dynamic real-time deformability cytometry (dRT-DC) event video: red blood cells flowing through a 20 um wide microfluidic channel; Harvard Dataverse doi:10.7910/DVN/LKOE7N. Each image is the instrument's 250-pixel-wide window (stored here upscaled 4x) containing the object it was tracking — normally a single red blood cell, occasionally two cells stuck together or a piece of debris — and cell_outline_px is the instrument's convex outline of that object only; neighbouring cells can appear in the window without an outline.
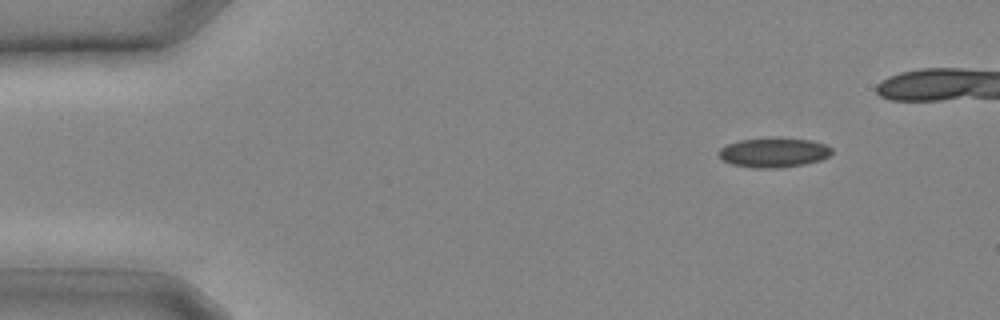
{"species": "common noctule bat (a hibernating species)", "species_latin": "Nyctalus noctula", "temperature_condition": "cold", "stored_images_in_passage": 9, "camera_frame_rate_fps": 3000, "um_per_image_px": 0.085, "animal": {"sex": "male", "body_mass_g": 20.4}, "frame": {"image": 1, "passage_image": 1, "time_ms": 0.0, "image_size_px": [1000, 320], "cell_outline_px": [[832, 152], [828, 156], [820, 160], [804, 164], [776, 168], [756, 168], [732, 164], [724, 160], [720, 156], [720, 148], [728, 144], [740, 140], [772, 136], [776, 136], [812, 140], [824, 144], [832, 148]], "centroid_in_image_um": [65.79, 12.93], "position_along_channel_um": 19.2, "area_um2": 19.65}}